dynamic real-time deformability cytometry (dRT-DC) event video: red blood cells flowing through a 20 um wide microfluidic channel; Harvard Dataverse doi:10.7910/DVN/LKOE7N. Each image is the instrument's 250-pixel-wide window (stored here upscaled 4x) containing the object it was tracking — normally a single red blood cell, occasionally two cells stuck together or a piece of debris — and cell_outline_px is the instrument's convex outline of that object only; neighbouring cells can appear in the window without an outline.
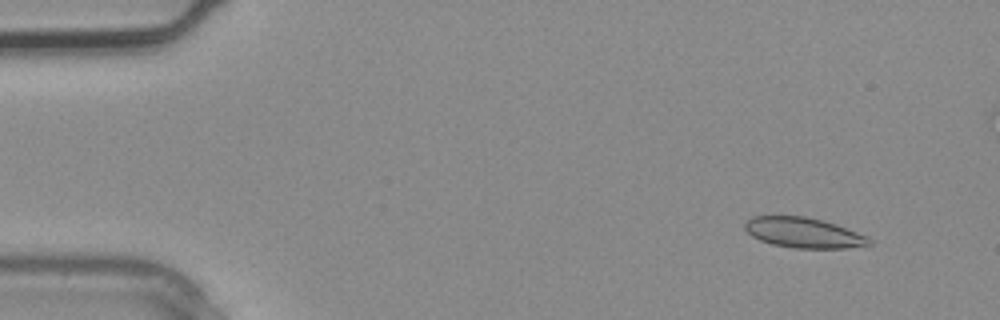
{"species": "common noctule bat (a hibernating species)", "species_latin": "Nyctalus noctula", "temperature_condition": "warm", "stored_images_in_passage": 4, "camera_frame_rate_fps": 3000, "um_per_image_px": 0.085, "animal": {"sex": "male", "body_mass_g": 20.4}, "frame": {"image": 1, "passage_image": 1, "time_ms": 0.0, "image_size_px": [1000, 320], "cell_outline_px": [[872, 244], [848, 248], [796, 248], [772, 244], [760, 240], [752, 236], [744, 228], [744, 224], [752, 216], [804, 216], [836, 224], [868, 236], [872, 240]], "centroid_in_image_um": [68.32, 19.78], "position_along_channel_um": 16.7, "area_um2": 21.85}}
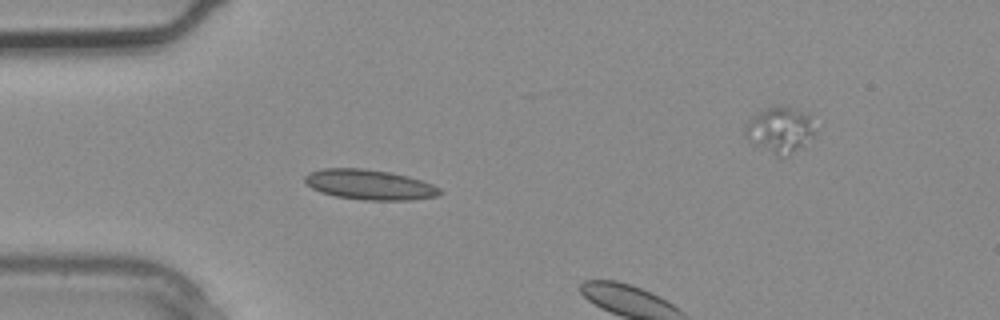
{"frame": {"image": 2, "passage_image": 2, "time_ms": 0.333, "image_size_px": [1000, 320], "cell_outline_px": [[444, 192], [436, 196], [412, 200], [364, 200], [336, 196], [320, 192], [312, 188], [304, 180], [304, 176], [308, 172], [324, 168], [364, 168], [392, 172], [408, 176], [432, 184], [440, 188]], "centroid_in_image_um": [31.41, 15.69], "position_along_channel_um": 53.6, "area_um2": 23.81}}